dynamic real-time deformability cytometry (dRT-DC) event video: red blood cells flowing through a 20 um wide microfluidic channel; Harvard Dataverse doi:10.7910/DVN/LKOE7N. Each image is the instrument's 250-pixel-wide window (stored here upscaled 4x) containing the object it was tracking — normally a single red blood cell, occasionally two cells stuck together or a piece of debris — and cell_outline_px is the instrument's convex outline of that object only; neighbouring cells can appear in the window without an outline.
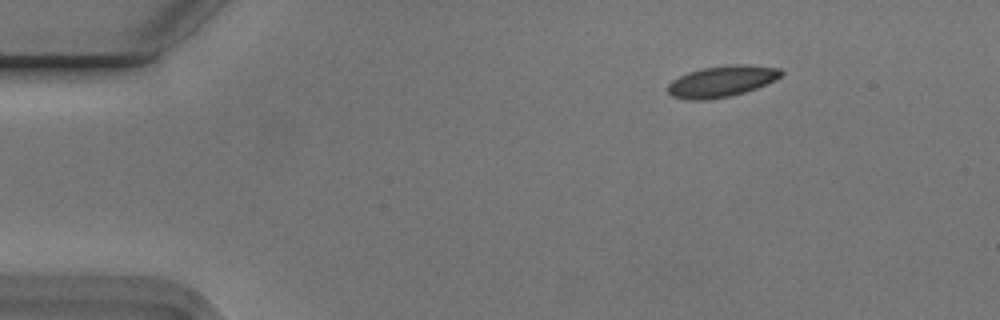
{"species": "Egyptian fruit bat (a non-hibernating species)", "species_latin": "Rousettus aegyptiacus", "temperature_condition": "cold", "stored_images_in_passage": 4, "camera_frame_rate_fps": 3000, "um_per_image_px": 0.085, "animal": {"sex": "male"}, "frame": {"image": 1, "passage_image": 2, "time_ms": 0.333, "image_size_px": [1000, 320], "cell_outline_px": [[784, 76], [776, 80], [756, 88], [732, 96], [704, 100], [688, 100], [672, 96], [668, 92], [668, 84], [672, 80], [688, 72], [700, 68], [736, 64], [744, 64], [780, 68], [784, 72]], "centroid_in_image_um": [61.38, 6.91], "position_along_channel_um": 23.6, "area_um2": 20.75}}